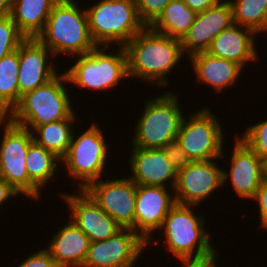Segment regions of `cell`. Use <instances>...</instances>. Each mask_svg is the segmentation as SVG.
I'll return each instance as SVG.
<instances>
[{
  "label": "cell",
  "mask_w": 267,
  "mask_h": 267,
  "mask_svg": "<svg viewBox=\"0 0 267 267\" xmlns=\"http://www.w3.org/2000/svg\"><path fill=\"white\" fill-rule=\"evenodd\" d=\"M90 182L83 190L122 228L135 231L137 185L129 178Z\"/></svg>",
  "instance_id": "8fae6325"
},
{
  "label": "cell",
  "mask_w": 267,
  "mask_h": 267,
  "mask_svg": "<svg viewBox=\"0 0 267 267\" xmlns=\"http://www.w3.org/2000/svg\"><path fill=\"white\" fill-rule=\"evenodd\" d=\"M59 0H14L10 16L26 38H37Z\"/></svg>",
  "instance_id": "603a6c76"
},
{
  "label": "cell",
  "mask_w": 267,
  "mask_h": 267,
  "mask_svg": "<svg viewBox=\"0 0 267 267\" xmlns=\"http://www.w3.org/2000/svg\"><path fill=\"white\" fill-rule=\"evenodd\" d=\"M109 46H96L87 54L78 55L77 61L64 73L68 82L78 88L100 91L118 85L128 78L127 53L120 47L118 53L106 52Z\"/></svg>",
  "instance_id": "52a82bcc"
},
{
  "label": "cell",
  "mask_w": 267,
  "mask_h": 267,
  "mask_svg": "<svg viewBox=\"0 0 267 267\" xmlns=\"http://www.w3.org/2000/svg\"><path fill=\"white\" fill-rule=\"evenodd\" d=\"M189 57L199 83H206L218 92L234 85L242 73L243 67L238 63L213 56L206 51Z\"/></svg>",
  "instance_id": "7402d4cb"
},
{
  "label": "cell",
  "mask_w": 267,
  "mask_h": 267,
  "mask_svg": "<svg viewBox=\"0 0 267 267\" xmlns=\"http://www.w3.org/2000/svg\"><path fill=\"white\" fill-rule=\"evenodd\" d=\"M239 139L263 161L267 159V120L250 126Z\"/></svg>",
  "instance_id": "f546056e"
},
{
  "label": "cell",
  "mask_w": 267,
  "mask_h": 267,
  "mask_svg": "<svg viewBox=\"0 0 267 267\" xmlns=\"http://www.w3.org/2000/svg\"><path fill=\"white\" fill-rule=\"evenodd\" d=\"M232 24L233 16L229 0H220L216 5L197 13L192 26L181 39L184 54H188L189 57L206 51L213 39Z\"/></svg>",
  "instance_id": "2e32d148"
},
{
  "label": "cell",
  "mask_w": 267,
  "mask_h": 267,
  "mask_svg": "<svg viewBox=\"0 0 267 267\" xmlns=\"http://www.w3.org/2000/svg\"><path fill=\"white\" fill-rule=\"evenodd\" d=\"M218 255H215L211 258H206V259H202L201 260V267H218L216 265V258H217Z\"/></svg>",
  "instance_id": "74e56055"
},
{
  "label": "cell",
  "mask_w": 267,
  "mask_h": 267,
  "mask_svg": "<svg viewBox=\"0 0 267 267\" xmlns=\"http://www.w3.org/2000/svg\"><path fill=\"white\" fill-rule=\"evenodd\" d=\"M57 163H61L54 153L33 141L28 148L26 167L29 180L39 189L55 175Z\"/></svg>",
  "instance_id": "4316f807"
},
{
  "label": "cell",
  "mask_w": 267,
  "mask_h": 267,
  "mask_svg": "<svg viewBox=\"0 0 267 267\" xmlns=\"http://www.w3.org/2000/svg\"><path fill=\"white\" fill-rule=\"evenodd\" d=\"M162 149L165 152L166 159L177 172L187 168L193 162L182 150L176 139L169 141Z\"/></svg>",
  "instance_id": "1f68e13d"
},
{
  "label": "cell",
  "mask_w": 267,
  "mask_h": 267,
  "mask_svg": "<svg viewBox=\"0 0 267 267\" xmlns=\"http://www.w3.org/2000/svg\"><path fill=\"white\" fill-rule=\"evenodd\" d=\"M75 0H59L51 10L44 30L37 39L52 53L87 54L96 47L89 31L85 10Z\"/></svg>",
  "instance_id": "7a4b0ae2"
},
{
  "label": "cell",
  "mask_w": 267,
  "mask_h": 267,
  "mask_svg": "<svg viewBox=\"0 0 267 267\" xmlns=\"http://www.w3.org/2000/svg\"><path fill=\"white\" fill-rule=\"evenodd\" d=\"M195 13H200L216 5L220 0H183Z\"/></svg>",
  "instance_id": "e575fe53"
},
{
  "label": "cell",
  "mask_w": 267,
  "mask_h": 267,
  "mask_svg": "<svg viewBox=\"0 0 267 267\" xmlns=\"http://www.w3.org/2000/svg\"><path fill=\"white\" fill-rule=\"evenodd\" d=\"M76 194H62L71 211V221L89 238L90 242L110 238L122 227L101 209L82 189Z\"/></svg>",
  "instance_id": "9a60e30c"
},
{
  "label": "cell",
  "mask_w": 267,
  "mask_h": 267,
  "mask_svg": "<svg viewBox=\"0 0 267 267\" xmlns=\"http://www.w3.org/2000/svg\"><path fill=\"white\" fill-rule=\"evenodd\" d=\"M255 36L257 34L252 29L233 23L213 39L206 52L222 59L234 61L244 67L245 63L256 61L258 58Z\"/></svg>",
  "instance_id": "ffe728a7"
},
{
  "label": "cell",
  "mask_w": 267,
  "mask_h": 267,
  "mask_svg": "<svg viewBox=\"0 0 267 267\" xmlns=\"http://www.w3.org/2000/svg\"><path fill=\"white\" fill-rule=\"evenodd\" d=\"M51 55L53 53L37 38H26L19 45L18 85L20 99L25 93L47 83L58 74L52 61L47 60L50 58L48 56Z\"/></svg>",
  "instance_id": "e0dca14e"
},
{
  "label": "cell",
  "mask_w": 267,
  "mask_h": 267,
  "mask_svg": "<svg viewBox=\"0 0 267 267\" xmlns=\"http://www.w3.org/2000/svg\"><path fill=\"white\" fill-rule=\"evenodd\" d=\"M172 0H135L140 20L150 27Z\"/></svg>",
  "instance_id": "4dcf8cb0"
},
{
  "label": "cell",
  "mask_w": 267,
  "mask_h": 267,
  "mask_svg": "<svg viewBox=\"0 0 267 267\" xmlns=\"http://www.w3.org/2000/svg\"><path fill=\"white\" fill-rule=\"evenodd\" d=\"M217 166L215 159L193 161L187 168L177 172L173 189L176 203L192 205L194 208L223 186V169Z\"/></svg>",
  "instance_id": "4fadbf2b"
},
{
  "label": "cell",
  "mask_w": 267,
  "mask_h": 267,
  "mask_svg": "<svg viewBox=\"0 0 267 267\" xmlns=\"http://www.w3.org/2000/svg\"><path fill=\"white\" fill-rule=\"evenodd\" d=\"M233 23L252 29L256 34L267 32V0H229Z\"/></svg>",
  "instance_id": "83f0119b"
},
{
  "label": "cell",
  "mask_w": 267,
  "mask_h": 267,
  "mask_svg": "<svg viewBox=\"0 0 267 267\" xmlns=\"http://www.w3.org/2000/svg\"><path fill=\"white\" fill-rule=\"evenodd\" d=\"M176 203L166 186L137 185L135 232L149 245L152 231L160 230L163 220Z\"/></svg>",
  "instance_id": "5bb4252c"
},
{
  "label": "cell",
  "mask_w": 267,
  "mask_h": 267,
  "mask_svg": "<svg viewBox=\"0 0 267 267\" xmlns=\"http://www.w3.org/2000/svg\"><path fill=\"white\" fill-rule=\"evenodd\" d=\"M264 179L267 181V159L264 160Z\"/></svg>",
  "instance_id": "ab89813d"
},
{
  "label": "cell",
  "mask_w": 267,
  "mask_h": 267,
  "mask_svg": "<svg viewBox=\"0 0 267 267\" xmlns=\"http://www.w3.org/2000/svg\"><path fill=\"white\" fill-rule=\"evenodd\" d=\"M25 39L10 15L0 16V59L17 50Z\"/></svg>",
  "instance_id": "f1b7e54d"
},
{
  "label": "cell",
  "mask_w": 267,
  "mask_h": 267,
  "mask_svg": "<svg viewBox=\"0 0 267 267\" xmlns=\"http://www.w3.org/2000/svg\"><path fill=\"white\" fill-rule=\"evenodd\" d=\"M98 124L92 123L89 128L75 137L73 131L68 152L61 159L68 168V174L79 181V189H84L90 182L99 180L104 168L110 144L106 140ZM103 172V173H102ZM83 181V182H82Z\"/></svg>",
  "instance_id": "9c48e42d"
},
{
  "label": "cell",
  "mask_w": 267,
  "mask_h": 267,
  "mask_svg": "<svg viewBox=\"0 0 267 267\" xmlns=\"http://www.w3.org/2000/svg\"><path fill=\"white\" fill-rule=\"evenodd\" d=\"M0 125H4V135L0 142V176L18 194L22 193L30 199L40 198V191L29 180L26 167L28 148L34 141L33 133L8 118L6 120V117H0Z\"/></svg>",
  "instance_id": "ba28073f"
},
{
  "label": "cell",
  "mask_w": 267,
  "mask_h": 267,
  "mask_svg": "<svg viewBox=\"0 0 267 267\" xmlns=\"http://www.w3.org/2000/svg\"><path fill=\"white\" fill-rule=\"evenodd\" d=\"M86 13L96 46L117 43L124 47L146 27L139 18L135 0H101L87 8Z\"/></svg>",
  "instance_id": "5b68a950"
},
{
  "label": "cell",
  "mask_w": 267,
  "mask_h": 267,
  "mask_svg": "<svg viewBox=\"0 0 267 267\" xmlns=\"http://www.w3.org/2000/svg\"><path fill=\"white\" fill-rule=\"evenodd\" d=\"M16 190L0 176V206L10 197L18 196Z\"/></svg>",
  "instance_id": "d590c367"
},
{
  "label": "cell",
  "mask_w": 267,
  "mask_h": 267,
  "mask_svg": "<svg viewBox=\"0 0 267 267\" xmlns=\"http://www.w3.org/2000/svg\"><path fill=\"white\" fill-rule=\"evenodd\" d=\"M146 245L133 229L122 228L108 239L90 242L82 267H134Z\"/></svg>",
  "instance_id": "7c38bea8"
},
{
  "label": "cell",
  "mask_w": 267,
  "mask_h": 267,
  "mask_svg": "<svg viewBox=\"0 0 267 267\" xmlns=\"http://www.w3.org/2000/svg\"><path fill=\"white\" fill-rule=\"evenodd\" d=\"M196 14L183 0H172L150 27L156 32L181 40L192 26Z\"/></svg>",
  "instance_id": "d4e9b609"
},
{
  "label": "cell",
  "mask_w": 267,
  "mask_h": 267,
  "mask_svg": "<svg viewBox=\"0 0 267 267\" xmlns=\"http://www.w3.org/2000/svg\"><path fill=\"white\" fill-rule=\"evenodd\" d=\"M63 82L69 83L66 74L62 72L25 93L6 117L19 126H42L59 120L75 119L71 99Z\"/></svg>",
  "instance_id": "3957f363"
},
{
  "label": "cell",
  "mask_w": 267,
  "mask_h": 267,
  "mask_svg": "<svg viewBox=\"0 0 267 267\" xmlns=\"http://www.w3.org/2000/svg\"><path fill=\"white\" fill-rule=\"evenodd\" d=\"M90 240L72 221L58 230L46 248L60 267H82Z\"/></svg>",
  "instance_id": "44dd1931"
},
{
  "label": "cell",
  "mask_w": 267,
  "mask_h": 267,
  "mask_svg": "<svg viewBox=\"0 0 267 267\" xmlns=\"http://www.w3.org/2000/svg\"><path fill=\"white\" fill-rule=\"evenodd\" d=\"M16 267H60L47 249L39 250L30 255Z\"/></svg>",
  "instance_id": "d6a6232c"
},
{
  "label": "cell",
  "mask_w": 267,
  "mask_h": 267,
  "mask_svg": "<svg viewBox=\"0 0 267 267\" xmlns=\"http://www.w3.org/2000/svg\"><path fill=\"white\" fill-rule=\"evenodd\" d=\"M19 47L0 59V117H6L20 101Z\"/></svg>",
  "instance_id": "484cf974"
},
{
  "label": "cell",
  "mask_w": 267,
  "mask_h": 267,
  "mask_svg": "<svg viewBox=\"0 0 267 267\" xmlns=\"http://www.w3.org/2000/svg\"><path fill=\"white\" fill-rule=\"evenodd\" d=\"M259 205V215L261 217L260 226L267 230V181L264 180L259 186L253 198Z\"/></svg>",
  "instance_id": "836d02e7"
},
{
  "label": "cell",
  "mask_w": 267,
  "mask_h": 267,
  "mask_svg": "<svg viewBox=\"0 0 267 267\" xmlns=\"http://www.w3.org/2000/svg\"><path fill=\"white\" fill-rule=\"evenodd\" d=\"M76 119H65L42 126H21L33 133V140L44 149L62 159L68 152L73 135L72 124ZM38 137L35 136V133Z\"/></svg>",
  "instance_id": "cb8c5ba5"
},
{
  "label": "cell",
  "mask_w": 267,
  "mask_h": 267,
  "mask_svg": "<svg viewBox=\"0 0 267 267\" xmlns=\"http://www.w3.org/2000/svg\"><path fill=\"white\" fill-rule=\"evenodd\" d=\"M191 208L192 205L175 203L160 228L164 230L166 249L180 261L202 260L218 254L204 228V216L195 215Z\"/></svg>",
  "instance_id": "277c9868"
},
{
  "label": "cell",
  "mask_w": 267,
  "mask_h": 267,
  "mask_svg": "<svg viewBox=\"0 0 267 267\" xmlns=\"http://www.w3.org/2000/svg\"><path fill=\"white\" fill-rule=\"evenodd\" d=\"M129 162L133 172L129 178L136 185L165 187L170 180L169 185L174 189L177 171L162 148L133 147Z\"/></svg>",
  "instance_id": "d6986e66"
},
{
  "label": "cell",
  "mask_w": 267,
  "mask_h": 267,
  "mask_svg": "<svg viewBox=\"0 0 267 267\" xmlns=\"http://www.w3.org/2000/svg\"><path fill=\"white\" fill-rule=\"evenodd\" d=\"M128 77L147 80L157 86L168 85L166 75L170 74L184 52L180 39L145 27L125 46Z\"/></svg>",
  "instance_id": "6da1fadb"
},
{
  "label": "cell",
  "mask_w": 267,
  "mask_h": 267,
  "mask_svg": "<svg viewBox=\"0 0 267 267\" xmlns=\"http://www.w3.org/2000/svg\"><path fill=\"white\" fill-rule=\"evenodd\" d=\"M223 129L210 109H201L184 117L176 140L192 161H206L224 157Z\"/></svg>",
  "instance_id": "30bf717a"
},
{
  "label": "cell",
  "mask_w": 267,
  "mask_h": 267,
  "mask_svg": "<svg viewBox=\"0 0 267 267\" xmlns=\"http://www.w3.org/2000/svg\"><path fill=\"white\" fill-rule=\"evenodd\" d=\"M14 0H0V16L10 15Z\"/></svg>",
  "instance_id": "8d00e7d4"
},
{
  "label": "cell",
  "mask_w": 267,
  "mask_h": 267,
  "mask_svg": "<svg viewBox=\"0 0 267 267\" xmlns=\"http://www.w3.org/2000/svg\"><path fill=\"white\" fill-rule=\"evenodd\" d=\"M177 95L168 91L164 95L147 100L135 125L132 146L163 148L169 141L176 139L184 118Z\"/></svg>",
  "instance_id": "8992f818"
},
{
  "label": "cell",
  "mask_w": 267,
  "mask_h": 267,
  "mask_svg": "<svg viewBox=\"0 0 267 267\" xmlns=\"http://www.w3.org/2000/svg\"><path fill=\"white\" fill-rule=\"evenodd\" d=\"M231 159L230 171L222 172L223 185L230 178L239 197L254 198L264 179V161L237 135Z\"/></svg>",
  "instance_id": "ac0fdd59"
},
{
  "label": "cell",
  "mask_w": 267,
  "mask_h": 267,
  "mask_svg": "<svg viewBox=\"0 0 267 267\" xmlns=\"http://www.w3.org/2000/svg\"><path fill=\"white\" fill-rule=\"evenodd\" d=\"M182 267H201V260H181Z\"/></svg>",
  "instance_id": "f35d334b"
}]
</instances>
